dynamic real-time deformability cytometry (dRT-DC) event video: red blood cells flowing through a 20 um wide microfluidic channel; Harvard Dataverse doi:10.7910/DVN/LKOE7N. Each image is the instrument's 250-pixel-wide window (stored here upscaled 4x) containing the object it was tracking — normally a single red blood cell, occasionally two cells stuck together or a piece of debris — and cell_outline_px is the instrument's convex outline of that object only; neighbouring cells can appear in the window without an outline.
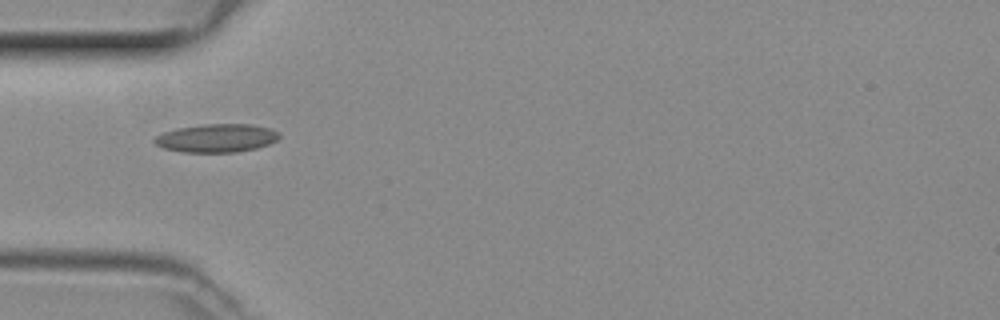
{"species": "common noctule bat (a hibernating species)", "species_latin": "Nyctalus noctula", "temperature_condition": "room temperature", "stored_images_in_passage": 35, "camera_frame_rate_fps": 3000, "um_per_image_px": 0.085, "animal": {"sex": "female", "body_mass_g": 29.2, "forearm_length_mm": 56.3}, "frame": {"image": 1, "passage_image": 1, "time_ms": 0.0, "image_size_px": [1000, 320], "cell_outline_px": [[280, 136], [276, 140], [268, 144], [256, 148], [236, 152], [184, 152], [164, 148], [156, 144], [152, 140], [156, 136], [164, 132], [176, 128], [204, 124], [252, 124], [272, 128], [280, 132]], "centroid_in_image_um": [18.43, 11.73], "position_along_channel_um": 66.6, "area_um2": 20.63}}
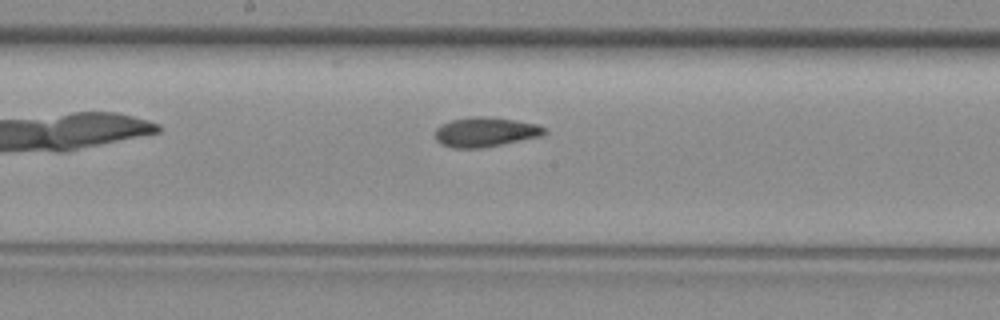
{"frame": {"image": 2, "passage_image": 11, "time_ms": 3.333, "image_size_px": [1000, 320], "cell_outline_px": [[548, 132], [544, 136], [480, 148], [452, 148], [440, 144], [436, 140], [436, 128], [440, 124], [452, 120], [468, 116], [484, 116], [516, 120], [536, 124], [548, 128]], "centroid_in_image_um": [41.28, 11.22], "position_along_channel_um": 206.9, "area_um2": 19.13}}
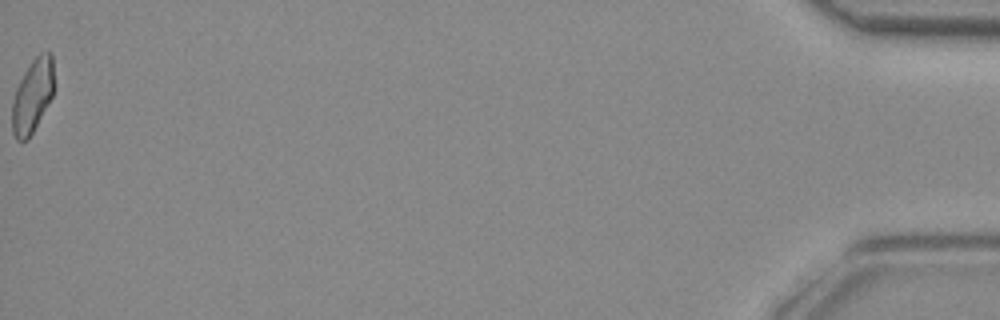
{"frame": {"image": 3, "passage_image": 35, "time_ms": 11.333, "image_size_px": [1000, 320], "cell_outline_px": [[52, 96], [28, 140], [16, 140], [12, 132], [12, 100], [16, 88], [24, 72], [32, 60], [40, 52], [52, 52]], "centroid_in_image_um": [2.73, 8.15], "position_along_channel_um": 432.5, "area_um2": 17.63}}